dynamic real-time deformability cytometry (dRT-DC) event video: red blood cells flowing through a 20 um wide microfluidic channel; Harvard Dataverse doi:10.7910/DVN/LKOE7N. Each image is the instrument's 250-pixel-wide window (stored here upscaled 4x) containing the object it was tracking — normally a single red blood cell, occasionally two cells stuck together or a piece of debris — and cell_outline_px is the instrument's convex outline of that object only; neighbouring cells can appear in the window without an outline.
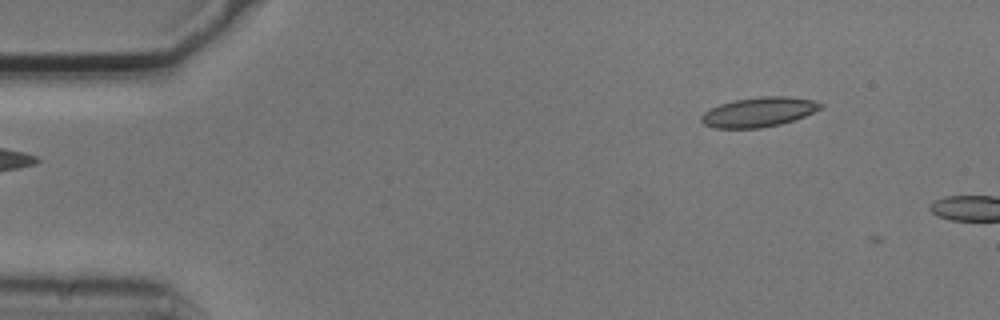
{"species": "common noctule bat (a hibernating species)", "species_latin": "Nyctalus noctula", "temperature_condition": "cold", "stored_images_in_passage": 2, "camera_frame_rate_fps": 3000, "um_per_image_px": 0.085, "animal": {"sex": "male", "body_mass_g": 20.5, "forearm_length_mm": 52.5}, "frame": {"image": 1, "passage_image": 1, "time_ms": 0.0, "image_size_px": [1000, 320], "cell_outline_px": [[824, 104], [820, 108], [804, 116], [780, 124], [760, 128], [712, 128], [704, 124], [700, 120], [700, 116], [704, 112], [720, 104], [732, 100], [760, 96], [788, 96], [812, 100]], "centroid_in_image_um": [64.45, 9.52], "position_along_channel_um": 20.6, "area_um2": 20.52}}